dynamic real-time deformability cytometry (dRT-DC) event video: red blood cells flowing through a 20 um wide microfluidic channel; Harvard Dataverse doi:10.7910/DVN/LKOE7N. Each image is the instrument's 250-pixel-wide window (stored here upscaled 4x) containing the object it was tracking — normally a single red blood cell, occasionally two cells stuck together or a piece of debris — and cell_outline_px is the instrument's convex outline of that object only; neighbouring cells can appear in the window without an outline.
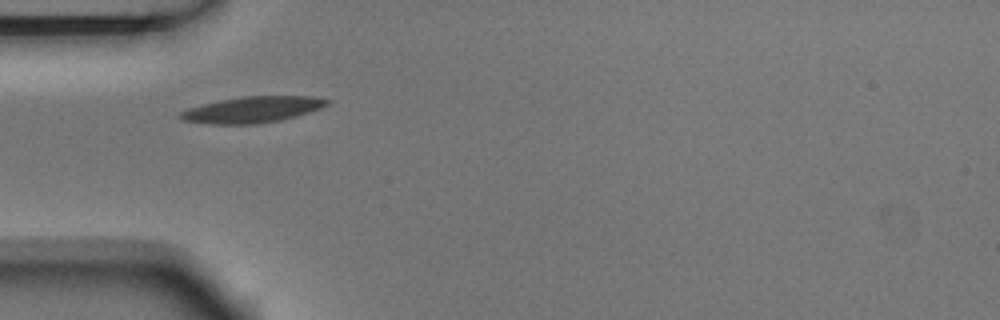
{"species": "Egyptian fruit bat (a non-hibernating species)", "species_latin": "Rousettus aegyptiacus", "temperature_condition": "room temperature", "stored_images_in_passage": 5, "camera_frame_rate_fps": 3000, "um_per_image_px": 0.085, "animal": {"sex": "male"}, "frame": {"image": 1, "passage_image": 1, "time_ms": 0.0, "image_size_px": [1000, 320], "cell_outline_px": [[332, 100], [328, 104], [320, 108], [296, 116], [280, 120], [256, 124], [208, 124], [184, 120], [176, 116], [180, 112], [188, 108], [220, 100], [244, 96], [312, 96]], "centroid_in_image_um": [21.45, 9.31], "position_along_channel_um": 63.6, "area_um2": 22.25}}
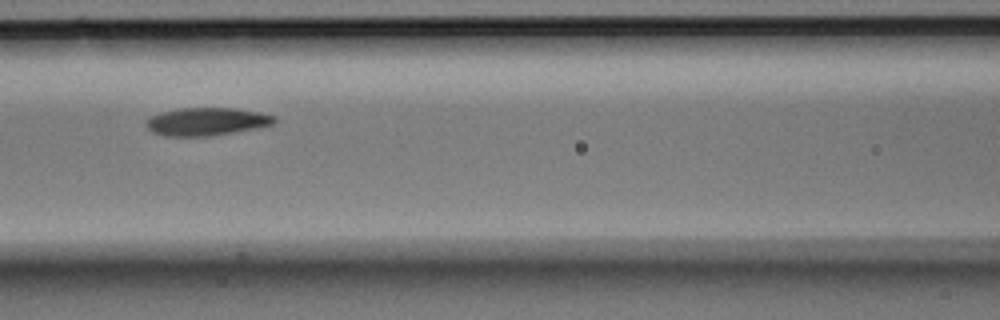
{"frame": {"image": 2, "passage_image": 3, "time_ms": 0.667, "image_size_px": [1000, 320], "cell_outline_px": [[276, 120], [272, 124], [256, 128], [212, 136], [164, 136], [152, 132], [144, 124], [144, 120], [160, 112], [180, 108], [236, 108], [260, 112], [276, 116]], "centroid_in_image_um": [17.53, 10.33], "position_along_channel_um": 149.1, "area_um2": 20.98}}
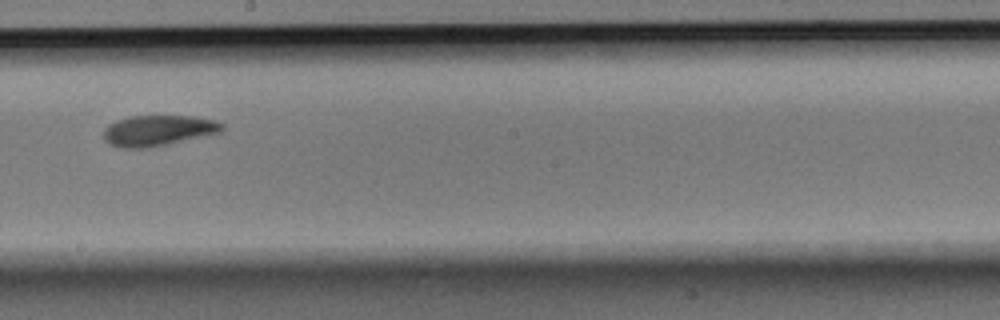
{"frame": {"image": 3, "passage_image": 5, "time_ms": 1.333, "image_size_px": [1000, 320], "cell_outline_px": [[224, 128], [220, 132], [148, 148], [120, 148], [108, 144], [104, 140], [104, 128], [108, 124], [116, 120], [128, 116], [192, 116], [212, 120], [224, 124]], "centroid_in_image_um": [13.37, 11.09], "position_along_channel_um": 234.8, "area_um2": 21.1}}